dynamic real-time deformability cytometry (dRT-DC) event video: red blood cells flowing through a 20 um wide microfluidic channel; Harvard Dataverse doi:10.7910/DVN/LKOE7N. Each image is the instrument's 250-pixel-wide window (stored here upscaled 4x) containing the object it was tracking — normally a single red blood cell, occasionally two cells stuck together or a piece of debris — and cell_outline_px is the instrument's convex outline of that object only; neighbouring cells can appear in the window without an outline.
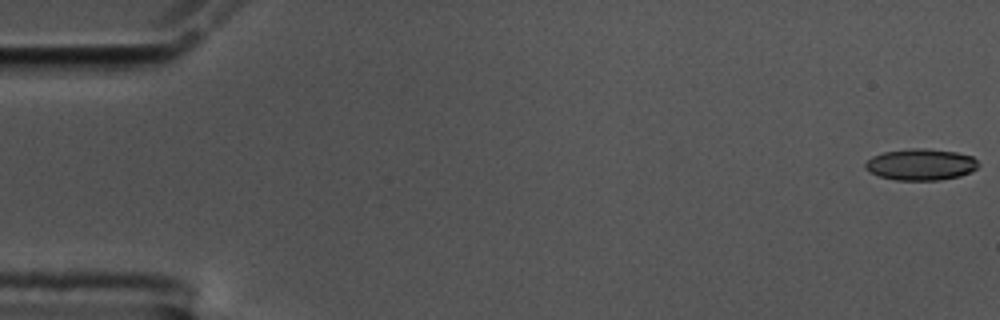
{"species": "common noctule bat (a hibernating species)", "species_latin": "Nyctalus noctula", "temperature_condition": "cold", "stored_images_in_passage": 57, "camera_frame_rate_fps": 3000, "um_per_image_px": 0.085, "animal": {"sex": "male", "body_mass_g": 17.5, "forearm_length_mm": 52.3}, "frame": {"image": 1, "passage_image": 1, "time_ms": 0.0, "image_size_px": [1000, 320], "cell_outline_px": [[980, 164], [972, 172], [960, 176], [940, 180], [896, 180], [880, 176], [868, 172], [864, 168], [864, 164], [872, 156], [884, 152], [912, 148], [924, 148], [956, 152], [972, 156]], "centroid_in_image_um": [78.26, 13.98], "position_along_channel_um": 6.7, "area_um2": 20.81}}
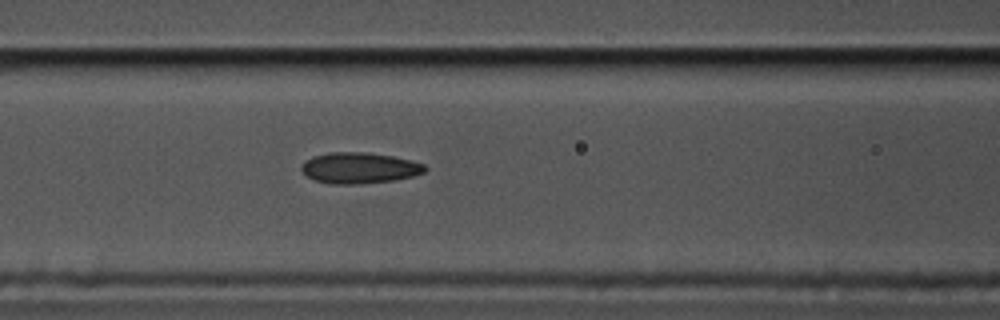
{"frame": {"image": 2, "passage_image": 24, "time_ms": 7.667, "image_size_px": [1000, 320], "cell_outline_px": [[428, 168], [424, 172], [412, 176], [396, 180], [356, 184], [328, 184], [312, 180], [300, 168], [300, 164], [312, 156], [328, 152], [368, 152], [392, 156], [412, 160], [424, 164]], "centroid_in_image_um": [30.52, 14.27], "position_along_channel_um": 136.1, "area_um2": 22.54}}
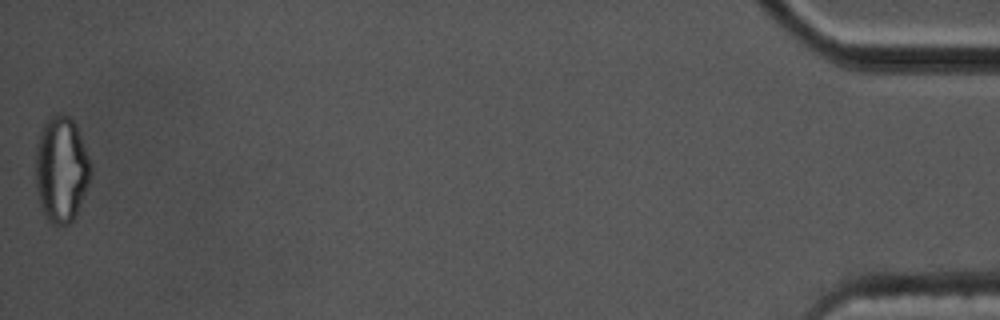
{"frame": {"image": 3, "passage_image": 57, "time_ms": 18.667, "image_size_px": [1000, 320], "cell_outline_px": [[92, 176], [76, 212], [72, 220], [68, 224], [52, 224], [44, 216], [40, 208], [36, 188], [36, 148], [40, 132], [44, 124], [56, 112], [60, 112], [68, 116], [76, 124], [92, 164]], "centroid_in_image_um": [5.21, 14.38], "position_along_channel_um": 430.0, "area_um2": 34.16}, "authors_computed_cell_mechanics": {"area_um2": 22.0218, "velocity_mm_per_s": 3.5548, "shape_relaxation_time_tau1_ms": 10.3484, "shape_relaxation_time_tau2_ms": 2.3388, "deformation_change_tau1": 0.182, "deformation_change_tau2": 0.0879}}